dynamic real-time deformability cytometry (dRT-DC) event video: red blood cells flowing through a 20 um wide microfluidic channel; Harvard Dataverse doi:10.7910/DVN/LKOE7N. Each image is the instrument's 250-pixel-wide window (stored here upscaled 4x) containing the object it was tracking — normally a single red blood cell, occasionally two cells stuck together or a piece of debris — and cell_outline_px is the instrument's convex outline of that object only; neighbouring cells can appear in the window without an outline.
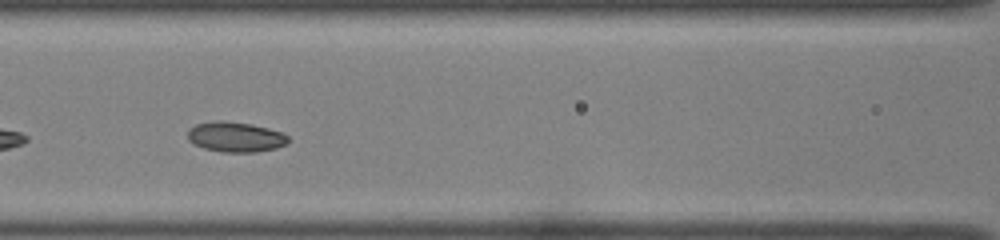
{"species": "common noctule bat (a hibernating species)", "species_latin": "Nyctalus noctula", "temperature_condition": "room temperature", "stored_images_in_passage": 15, "camera_frame_rate_fps": 3000, "um_per_image_px": 0.085, "animal": {"sex": "female", "body_mass_g": 22.0, "forearm_length_mm": 56.7}, "frame": {"image": 1, "passage_image": 7, "time_ms": 2.0, "image_size_px": [1000, 240], "cell_outline_px": [[288, 144], [276, 148], [256, 152], [220, 152], [204, 148], [188, 140], [188, 132], [196, 124], [216, 120], [220, 120], [252, 124], [284, 132], [288, 136]], "centroid_in_image_um": [20.06, 11.64], "position_along_channel_um": 146.5, "area_um2": 17.69}}
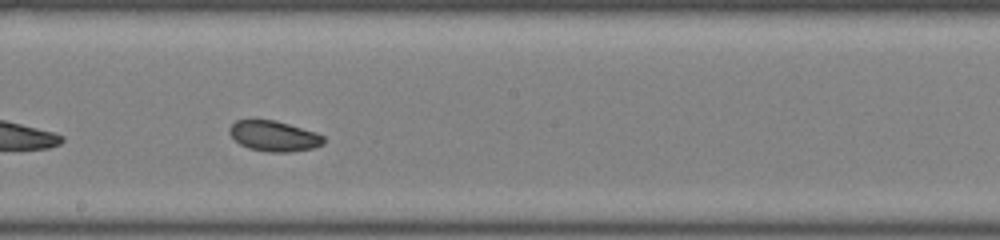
{"frame": {"image": 2, "passage_image": 13, "time_ms": 4.0, "image_size_px": [1000, 240], "cell_outline_px": [[324, 144], [312, 148], [288, 152], [268, 152], [248, 148], [240, 144], [228, 132], [228, 128], [236, 120], [276, 120], [316, 132], [324, 136]], "centroid_in_image_um": [23.29, 11.56], "position_along_channel_um": 224.9, "area_um2": 16.7}}